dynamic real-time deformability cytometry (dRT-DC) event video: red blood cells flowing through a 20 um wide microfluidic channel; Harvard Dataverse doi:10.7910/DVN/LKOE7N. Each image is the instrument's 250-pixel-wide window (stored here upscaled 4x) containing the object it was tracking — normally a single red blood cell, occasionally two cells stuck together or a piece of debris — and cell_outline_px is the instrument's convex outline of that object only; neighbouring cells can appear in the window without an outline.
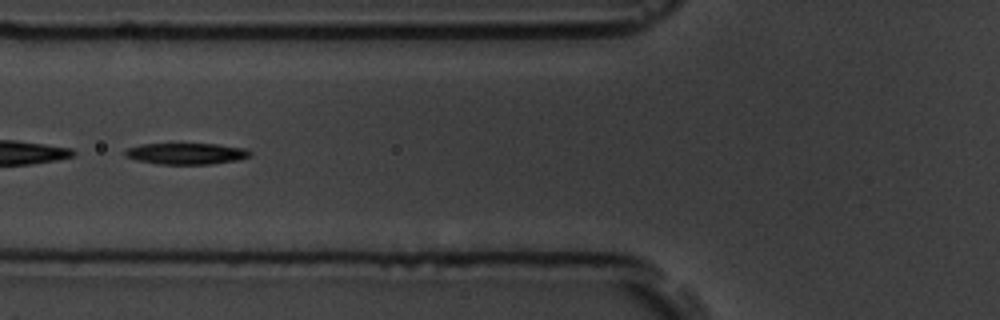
{"species": "common noctule bat (a hibernating species)", "species_latin": "Nyctalus noctula", "temperature_condition": "room temperature", "stored_images_in_passage": 13, "camera_frame_rate_fps": 3000, "um_per_image_px": 0.085, "animal": {"sex": "male", "body_mass_g": 19.5, "forearm_length_mm": 54.6}, "frame": {"image": 1, "passage_image": 6, "time_ms": 6.667, "image_size_px": [1000, 320], "cell_outline_px": [[252, 156], [236, 160], [208, 164], [160, 164], [136, 160], [124, 156], [124, 152], [128, 148], [140, 144], [216, 144], [248, 148], [252, 152]], "centroid_in_image_um": [15.86, 13.05], "position_along_channel_um": 109.9, "area_um2": 15.55}}
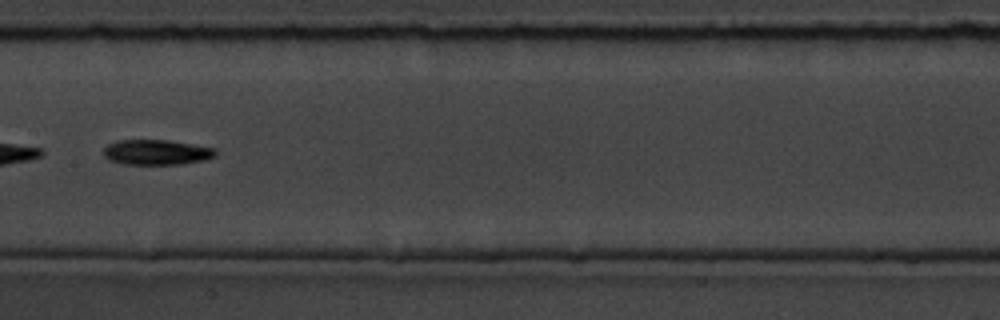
{"frame": {"image": 2, "passage_image": 8, "time_ms": 9.0, "image_size_px": [1000, 320], "cell_outline_px": [[216, 156], [204, 160], [180, 164], [124, 164], [108, 160], [104, 156], [104, 148], [108, 144], [116, 140], [168, 140], [216, 148]], "centroid_in_image_um": [13.3, 12.94], "position_along_channel_um": 194.1, "area_um2": 16.47}}
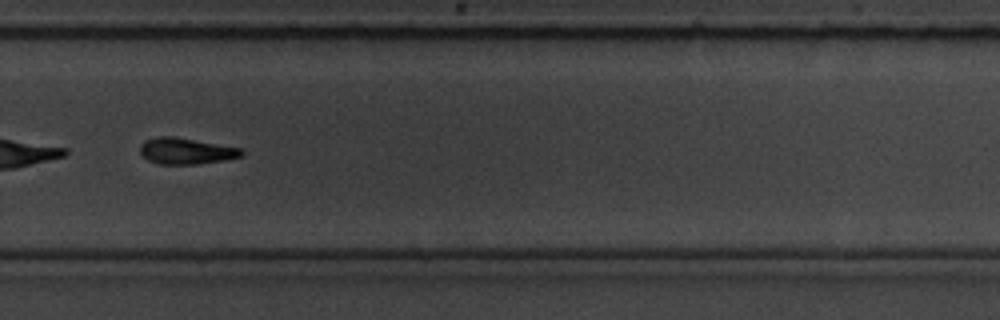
{"frame": {"image": 3, "passage_image": 11, "time_ms": 12.333, "image_size_px": [1000, 320], "cell_outline_px": [[244, 156], [224, 160], [196, 164], [160, 164], [148, 160], [140, 152], [140, 144], [144, 140], [156, 136], [172, 136], [244, 148]], "centroid_in_image_um": [15.84, 12.83], "position_along_channel_um": 314.0, "area_um2": 15.66}, "authors_computed_cell_mechanics": {"area_um2": 16.3574, "velocity_mm_per_s": 3.6135, "shape_relaxation_time_tau1_ms": 5.8559, "shape_relaxation_time_tau2_ms": null, "deformation_change_tau1": 0.1942, "deformation_change_tau2": null}}